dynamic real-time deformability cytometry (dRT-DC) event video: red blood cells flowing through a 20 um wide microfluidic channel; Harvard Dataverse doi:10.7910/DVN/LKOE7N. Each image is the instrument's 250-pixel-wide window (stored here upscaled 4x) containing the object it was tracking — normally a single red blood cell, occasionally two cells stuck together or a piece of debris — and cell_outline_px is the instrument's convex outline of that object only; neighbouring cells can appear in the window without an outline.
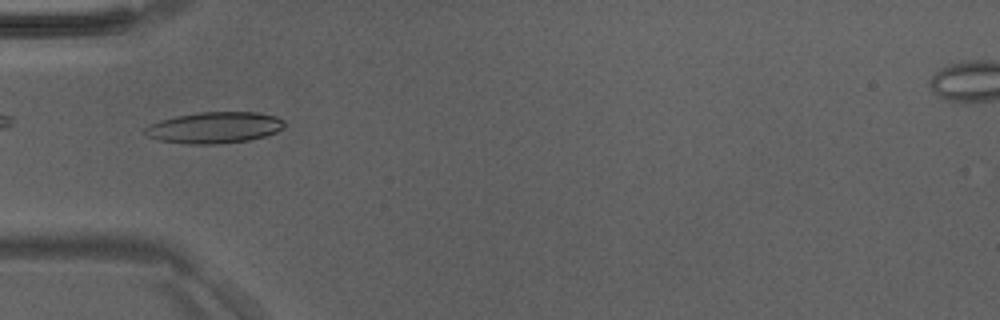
{"species": "Egyptian fruit bat (a non-hibernating species)", "species_latin": "Rousettus aegyptiacus", "temperature_condition": "room temperature", "stored_images_in_passage": 12, "camera_frame_rate_fps": 3000, "um_per_image_px": 0.085, "animal": {"sex": "male"}, "frame": {"image": 1, "passage_image": 4, "time_ms": 1.0, "image_size_px": [1000, 320], "cell_outline_px": [[284, 128], [276, 132], [264, 136], [248, 140], [216, 144], [188, 144], [160, 140], [148, 136], [144, 132], [144, 128], [148, 124], [160, 120], [176, 116], [196, 112], [256, 112], [276, 116], [284, 120]], "centroid_in_image_um": [18.22, 10.84], "position_along_channel_um": 66.8, "area_um2": 25.43}}